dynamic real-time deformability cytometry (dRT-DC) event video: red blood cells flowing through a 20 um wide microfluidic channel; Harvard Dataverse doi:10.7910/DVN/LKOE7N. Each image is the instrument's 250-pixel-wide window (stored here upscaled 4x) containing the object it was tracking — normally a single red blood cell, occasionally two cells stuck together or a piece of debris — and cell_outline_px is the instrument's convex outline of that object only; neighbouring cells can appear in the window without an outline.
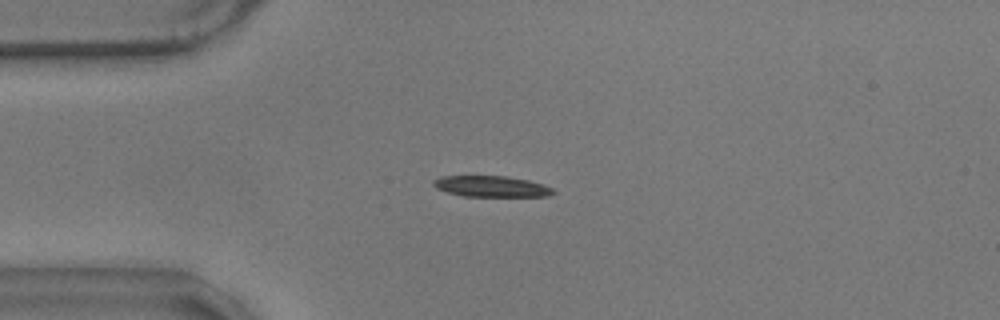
{"species": "common noctule bat (a hibernating species)", "species_latin": "Nyctalus noctula", "temperature_condition": "warm", "stored_images_in_passage": 58, "camera_frame_rate_fps": 3000, "um_per_image_px": 0.085, "animal": {"sex": "male", "body_mass_g": 17.9}, "frame": {"image": 1, "passage_image": 14, "time_ms": 4.333, "image_size_px": [1000, 320], "cell_outline_px": [[556, 192], [548, 196], [464, 196], [448, 192], [436, 188], [432, 184], [432, 180], [440, 176], [508, 176], [528, 180], [544, 184], [552, 188]], "centroid_in_image_um": [41.76, 15.83], "position_along_channel_um": 43.2, "area_um2": 14.68}}
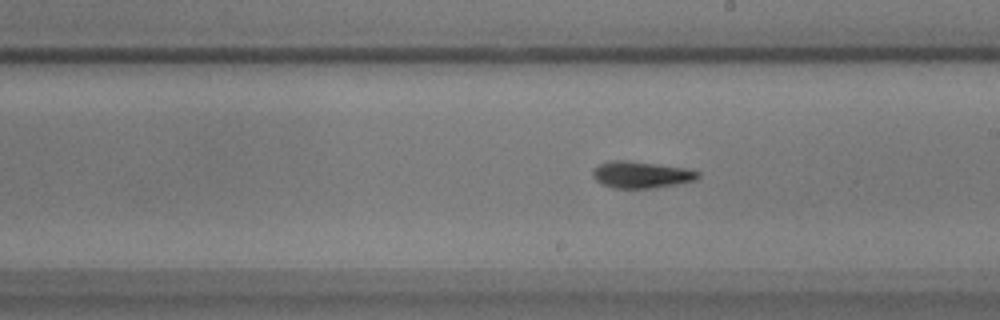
{"frame": {"image": 2, "passage_image": 32, "time_ms": 10.333, "image_size_px": [1000, 320], "cell_outline_px": [[700, 176], [696, 180], [676, 184], [652, 188], [612, 188], [596, 180], [592, 176], [592, 168], [600, 164], [612, 160], [624, 160], [688, 168], [700, 172]], "centroid_in_image_um": [54.5, 14.84], "position_along_channel_um": 234.5, "area_um2": 16.36}}
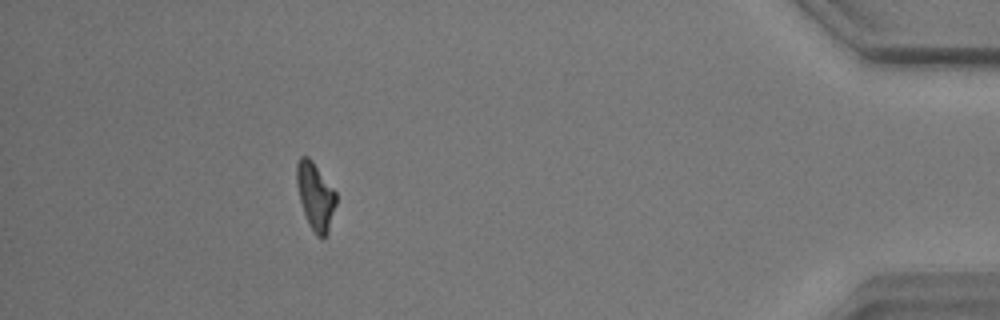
{"frame": {"image": 3, "passage_image": 52, "time_ms": 17.0, "image_size_px": [1000, 320], "cell_outline_px": [[336, 204], [328, 232], [320, 240], [316, 236], [308, 224], [300, 200], [296, 184], [296, 164], [300, 156], [308, 156], [312, 160], [336, 192]], "centroid_in_image_um": [26.8, 16.68], "position_along_channel_um": 408.4, "area_um2": 15.49}, "authors_computed_cell_mechanics": {"area_um2": 15.5193, "velocity_mm_per_s": 3.4634, "shape_relaxation_time_tau1_ms": 3.2476, "shape_relaxation_time_tau2_ms": 6.6072, "deformation_change_tau1": 0.1783, "deformation_change_tau2": 0.1008}}